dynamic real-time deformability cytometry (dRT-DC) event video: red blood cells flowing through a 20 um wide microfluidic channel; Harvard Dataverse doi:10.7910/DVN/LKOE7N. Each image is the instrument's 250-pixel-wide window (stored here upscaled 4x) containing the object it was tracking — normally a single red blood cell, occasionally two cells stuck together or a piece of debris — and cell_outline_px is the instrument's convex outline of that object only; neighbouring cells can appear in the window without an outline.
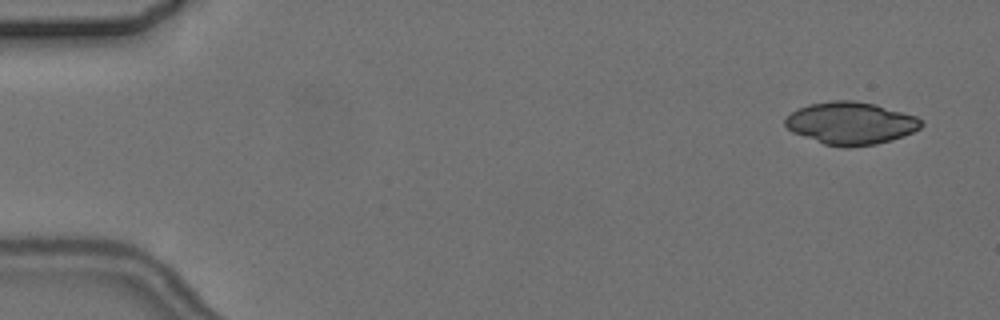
{"species": "common noctule bat (a hibernating species)", "species_latin": "Nyctalus noctula", "temperature_condition": "cold", "stored_images_in_passage": 5, "camera_frame_rate_fps": 3000, "um_per_image_px": 0.085, "animal": {"sex": "female", "body_mass_g": 24.6, "forearm_length_mm": 56.2}, "frame": {"image": 1, "passage_image": 1, "time_ms": 0.0, "image_size_px": [1000, 320], "cell_outline_px": [[924, 124], [920, 128], [904, 136], [892, 140], [876, 144], [848, 148], [844, 148], [824, 144], [792, 132], [784, 124], [784, 120], [796, 108], [808, 104], [832, 100], [856, 100], [876, 104], [916, 116], [924, 120]], "centroid_in_image_um": [72.32, 10.47], "position_along_channel_um": 12.7, "area_um2": 34.04}}